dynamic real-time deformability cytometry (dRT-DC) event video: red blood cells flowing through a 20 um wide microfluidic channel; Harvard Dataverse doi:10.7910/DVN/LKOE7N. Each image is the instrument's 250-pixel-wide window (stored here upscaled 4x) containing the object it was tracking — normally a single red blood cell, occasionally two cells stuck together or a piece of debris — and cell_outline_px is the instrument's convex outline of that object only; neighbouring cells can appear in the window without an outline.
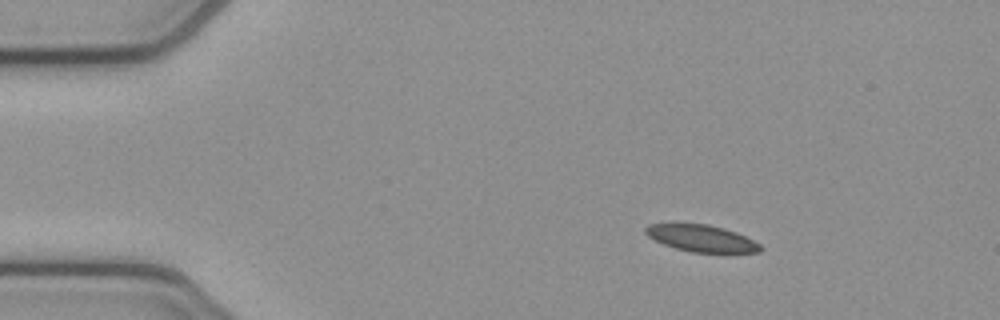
{"species": "common noctule bat (a hibernating species)", "species_latin": "Nyctalus noctula", "temperature_condition": "cold", "stored_images_in_passage": 3, "camera_frame_rate_fps": 3000, "um_per_image_px": 0.085, "animal": {"sex": "female", "body_mass_g": 21.9}, "frame": {"image": 1, "passage_image": 1, "time_ms": 0.0, "image_size_px": [1000, 320], "cell_outline_px": [[764, 248], [760, 252], [692, 252], [676, 248], [664, 244], [648, 236], [644, 232], [644, 228], [648, 224], [672, 220], [676, 220], [708, 224], [724, 228], [736, 232], [760, 244]], "centroid_in_image_um": [59.52, 20.19], "position_along_channel_um": 25.5, "area_um2": 18.61}}